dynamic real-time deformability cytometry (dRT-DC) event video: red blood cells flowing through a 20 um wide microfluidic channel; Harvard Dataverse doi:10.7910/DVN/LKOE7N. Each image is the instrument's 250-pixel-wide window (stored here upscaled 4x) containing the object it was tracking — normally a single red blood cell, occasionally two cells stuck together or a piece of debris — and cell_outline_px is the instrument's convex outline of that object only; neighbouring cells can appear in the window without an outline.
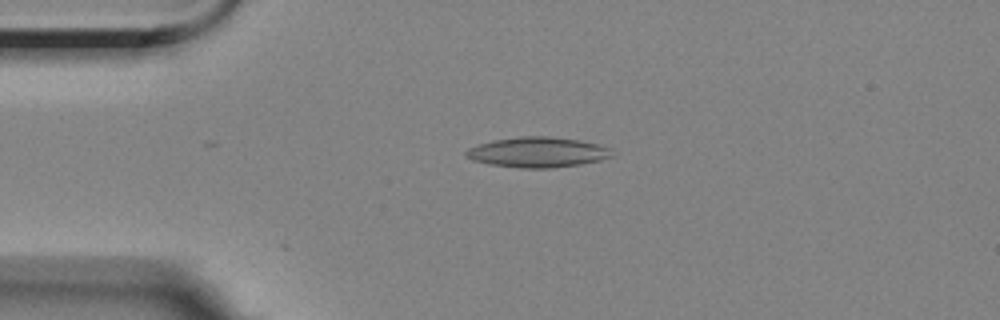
{"species": "Egyptian fruit bat (a non-hibernating species)", "species_latin": "Rousettus aegyptiacus", "temperature_condition": "room temperature", "stored_images_in_passage": 12, "camera_frame_rate_fps": 3000, "um_per_image_px": 0.085, "animal": {"sex": "female"}, "frame": {"image": 1, "passage_image": 12, "time_ms": 3.667, "image_size_px": [1000, 320], "cell_outline_px": [[612, 156], [600, 160], [580, 164], [552, 168], [520, 168], [492, 164], [472, 160], [464, 156], [464, 152], [468, 148], [492, 140], [520, 136], [548, 136], [580, 140], [600, 144], [612, 148]], "centroid_in_image_um": [45.71, 12.93], "position_along_channel_um": 39.3, "area_um2": 25.84}}